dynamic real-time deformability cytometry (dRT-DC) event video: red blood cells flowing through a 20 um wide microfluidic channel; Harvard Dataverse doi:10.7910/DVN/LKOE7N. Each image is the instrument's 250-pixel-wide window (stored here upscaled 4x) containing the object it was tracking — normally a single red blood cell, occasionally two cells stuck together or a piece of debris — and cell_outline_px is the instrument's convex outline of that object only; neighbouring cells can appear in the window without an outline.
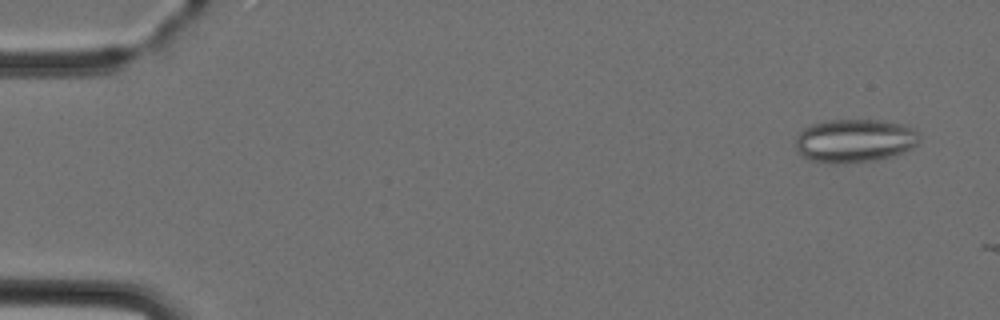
{"species": "Egyptian fruit bat (a non-hibernating species)", "species_latin": "Rousettus aegyptiacus", "temperature_condition": "cold", "stored_images_in_passage": 3, "camera_frame_rate_fps": 3000, "um_per_image_px": 0.085, "animal": {"sex": "female"}, "frame": {"image": 1, "passage_image": 1, "time_ms": 0.0, "image_size_px": [1000, 320], "cell_outline_px": [[920, 140], [912, 148], [892, 156], [876, 160], [808, 160], [796, 148], [796, 136], [804, 128], [812, 124], [828, 120], [884, 120], [904, 124], [920, 132]], "centroid_in_image_um": [72.71, 11.89], "position_along_channel_um": 12.3, "area_um2": 30.52}}